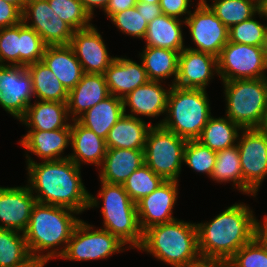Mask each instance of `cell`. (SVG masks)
<instances>
[{"label":"cell","instance_id":"9","mask_svg":"<svg viewBox=\"0 0 267 267\" xmlns=\"http://www.w3.org/2000/svg\"><path fill=\"white\" fill-rule=\"evenodd\" d=\"M238 137L242 192L256 196L267 176V136L260 128L242 129Z\"/></svg>","mask_w":267,"mask_h":267},{"label":"cell","instance_id":"30","mask_svg":"<svg viewBox=\"0 0 267 267\" xmlns=\"http://www.w3.org/2000/svg\"><path fill=\"white\" fill-rule=\"evenodd\" d=\"M179 54L167 48L146 46L139 55L150 81L160 82L175 76L171 83L173 86L178 76Z\"/></svg>","mask_w":267,"mask_h":267},{"label":"cell","instance_id":"11","mask_svg":"<svg viewBox=\"0 0 267 267\" xmlns=\"http://www.w3.org/2000/svg\"><path fill=\"white\" fill-rule=\"evenodd\" d=\"M218 75L222 81L266 78L263 46L228 41L217 57Z\"/></svg>","mask_w":267,"mask_h":267},{"label":"cell","instance_id":"29","mask_svg":"<svg viewBox=\"0 0 267 267\" xmlns=\"http://www.w3.org/2000/svg\"><path fill=\"white\" fill-rule=\"evenodd\" d=\"M185 21L161 14L148 23L145 46L167 48L180 53L184 48L182 24Z\"/></svg>","mask_w":267,"mask_h":267},{"label":"cell","instance_id":"39","mask_svg":"<svg viewBox=\"0 0 267 267\" xmlns=\"http://www.w3.org/2000/svg\"><path fill=\"white\" fill-rule=\"evenodd\" d=\"M228 267H267V246L256 236L228 261Z\"/></svg>","mask_w":267,"mask_h":267},{"label":"cell","instance_id":"32","mask_svg":"<svg viewBox=\"0 0 267 267\" xmlns=\"http://www.w3.org/2000/svg\"><path fill=\"white\" fill-rule=\"evenodd\" d=\"M240 130L242 128L227 116L221 118L211 116L197 141L217 152L236 145Z\"/></svg>","mask_w":267,"mask_h":267},{"label":"cell","instance_id":"43","mask_svg":"<svg viewBox=\"0 0 267 267\" xmlns=\"http://www.w3.org/2000/svg\"><path fill=\"white\" fill-rule=\"evenodd\" d=\"M109 19L123 33L131 37L144 39L148 22L139 14L136 7L113 14Z\"/></svg>","mask_w":267,"mask_h":267},{"label":"cell","instance_id":"53","mask_svg":"<svg viewBox=\"0 0 267 267\" xmlns=\"http://www.w3.org/2000/svg\"><path fill=\"white\" fill-rule=\"evenodd\" d=\"M3 1H6L7 3H10L18 7L23 12L27 0H3Z\"/></svg>","mask_w":267,"mask_h":267},{"label":"cell","instance_id":"7","mask_svg":"<svg viewBox=\"0 0 267 267\" xmlns=\"http://www.w3.org/2000/svg\"><path fill=\"white\" fill-rule=\"evenodd\" d=\"M226 116L242 129L261 128L267 115V77L223 81Z\"/></svg>","mask_w":267,"mask_h":267},{"label":"cell","instance_id":"31","mask_svg":"<svg viewBox=\"0 0 267 267\" xmlns=\"http://www.w3.org/2000/svg\"><path fill=\"white\" fill-rule=\"evenodd\" d=\"M25 68L31 76L35 98L41 101L67 102L69 92L43 61Z\"/></svg>","mask_w":267,"mask_h":267},{"label":"cell","instance_id":"55","mask_svg":"<svg viewBox=\"0 0 267 267\" xmlns=\"http://www.w3.org/2000/svg\"><path fill=\"white\" fill-rule=\"evenodd\" d=\"M264 133L265 135L267 136V115L265 116L264 118V122L260 128Z\"/></svg>","mask_w":267,"mask_h":267},{"label":"cell","instance_id":"19","mask_svg":"<svg viewBox=\"0 0 267 267\" xmlns=\"http://www.w3.org/2000/svg\"><path fill=\"white\" fill-rule=\"evenodd\" d=\"M160 83L149 80L123 97L124 114L126 106L130 107L131 112L127 115L136 118H139L138 115L153 118L165 114L171 85L166 90Z\"/></svg>","mask_w":267,"mask_h":267},{"label":"cell","instance_id":"4","mask_svg":"<svg viewBox=\"0 0 267 267\" xmlns=\"http://www.w3.org/2000/svg\"><path fill=\"white\" fill-rule=\"evenodd\" d=\"M172 267H192L202 262L197 224L173 220L149 227L138 248Z\"/></svg>","mask_w":267,"mask_h":267},{"label":"cell","instance_id":"46","mask_svg":"<svg viewBox=\"0 0 267 267\" xmlns=\"http://www.w3.org/2000/svg\"><path fill=\"white\" fill-rule=\"evenodd\" d=\"M135 7L139 14H142V16L148 23H150L155 17H158L162 14L159 3L149 4L144 2H137Z\"/></svg>","mask_w":267,"mask_h":267},{"label":"cell","instance_id":"13","mask_svg":"<svg viewBox=\"0 0 267 267\" xmlns=\"http://www.w3.org/2000/svg\"><path fill=\"white\" fill-rule=\"evenodd\" d=\"M22 21L34 29L47 46L69 45L74 33V29L58 17L47 0H27Z\"/></svg>","mask_w":267,"mask_h":267},{"label":"cell","instance_id":"16","mask_svg":"<svg viewBox=\"0 0 267 267\" xmlns=\"http://www.w3.org/2000/svg\"><path fill=\"white\" fill-rule=\"evenodd\" d=\"M178 197V181H164L150 195L136 203L139 224L144 232L151 226L175 220L173 208Z\"/></svg>","mask_w":267,"mask_h":267},{"label":"cell","instance_id":"17","mask_svg":"<svg viewBox=\"0 0 267 267\" xmlns=\"http://www.w3.org/2000/svg\"><path fill=\"white\" fill-rule=\"evenodd\" d=\"M30 187L0 186V229L24 233L29 224L33 206L36 204Z\"/></svg>","mask_w":267,"mask_h":267},{"label":"cell","instance_id":"28","mask_svg":"<svg viewBox=\"0 0 267 267\" xmlns=\"http://www.w3.org/2000/svg\"><path fill=\"white\" fill-rule=\"evenodd\" d=\"M123 115V99L110 94L81 115L77 121L106 140L109 130Z\"/></svg>","mask_w":267,"mask_h":267},{"label":"cell","instance_id":"54","mask_svg":"<svg viewBox=\"0 0 267 267\" xmlns=\"http://www.w3.org/2000/svg\"><path fill=\"white\" fill-rule=\"evenodd\" d=\"M263 53H264V59H265L266 66H267V32H266L265 40L263 44Z\"/></svg>","mask_w":267,"mask_h":267},{"label":"cell","instance_id":"15","mask_svg":"<svg viewBox=\"0 0 267 267\" xmlns=\"http://www.w3.org/2000/svg\"><path fill=\"white\" fill-rule=\"evenodd\" d=\"M69 46L84 73L104 74L116 57H110L101 34L95 26L74 30Z\"/></svg>","mask_w":267,"mask_h":267},{"label":"cell","instance_id":"45","mask_svg":"<svg viewBox=\"0 0 267 267\" xmlns=\"http://www.w3.org/2000/svg\"><path fill=\"white\" fill-rule=\"evenodd\" d=\"M191 0H160L162 14L178 18L189 15L191 11L188 9L191 5Z\"/></svg>","mask_w":267,"mask_h":267},{"label":"cell","instance_id":"37","mask_svg":"<svg viewBox=\"0 0 267 267\" xmlns=\"http://www.w3.org/2000/svg\"><path fill=\"white\" fill-rule=\"evenodd\" d=\"M58 17L74 30L85 29L93 24L92 17L85 10L80 0H47Z\"/></svg>","mask_w":267,"mask_h":267},{"label":"cell","instance_id":"50","mask_svg":"<svg viewBox=\"0 0 267 267\" xmlns=\"http://www.w3.org/2000/svg\"><path fill=\"white\" fill-rule=\"evenodd\" d=\"M257 236L267 246V216L264 217V222H258Z\"/></svg>","mask_w":267,"mask_h":267},{"label":"cell","instance_id":"1","mask_svg":"<svg viewBox=\"0 0 267 267\" xmlns=\"http://www.w3.org/2000/svg\"><path fill=\"white\" fill-rule=\"evenodd\" d=\"M26 158L29 176L27 185L38 203L67 207L78 213L100 204L86 190L81 178V167L69 158L42 163L35 162L28 154Z\"/></svg>","mask_w":267,"mask_h":267},{"label":"cell","instance_id":"48","mask_svg":"<svg viewBox=\"0 0 267 267\" xmlns=\"http://www.w3.org/2000/svg\"><path fill=\"white\" fill-rule=\"evenodd\" d=\"M110 0H80L85 10L89 13V15L93 18L94 8L99 7L103 11H105L108 6Z\"/></svg>","mask_w":267,"mask_h":267},{"label":"cell","instance_id":"10","mask_svg":"<svg viewBox=\"0 0 267 267\" xmlns=\"http://www.w3.org/2000/svg\"><path fill=\"white\" fill-rule=\"evenodd\" d=\"M93 229L92 225L81 219L60 258L71 261L106 259L116 252L120 253L122 247L126 245L103 228Z\"/></svg>","mask_w":267,"mask_h":267},{"label":"cell","instance_id":"26","mask_svg":"<svg viewBox=\"0 0 267 267\" xmlns=\"http://www.w3.org/2000/svg\"><path fill=\"white\" fill-rule=\"evenodd\" d=\"M42 61L69 92L84 74L82 66L69 45L46 46Z\"/></svg>","mask_w":267,"mask_h":267},{"label":"cell","instance_id":"52","mask_svg":"<svg viewBox=\"0 0 267 267\" xmlns=\"http://www.w3.org/2000/svg\"><path fill=\"white\" fill-rule=\"evenodd\" d=\"M259 7H260V10L258 11L259 16L267 18V0H262L259 3Z\"/></svg>","mask_w":267,"mask_h":267},{"label":"cell","instance_id":"34","mask_svg":"<svg viewBox=\"0 0 267 267\" xmlns=\"http://www.w3.org/2000/svg\"><path fill=\"white\" fill-rule=\"evenodd\" d=\"M216 182H233L242 192V171L237 144L216 152V163L211 175Z\"/></svg>","mask_w":267,"mask_h":267},{"label":"cell","instance_id":"35","mask_svg":"<svg viewBox=\"0 0 267 267\" xmlns=\"http://www.w3.org/2000/svg\"><path fill=\"white\" fill-rule=\"evenodd\" d=\"M0 229V267H10L26 260L31 254L24 233Z\"/></svg>","mask_w":267,"mask_h":267},{"label":"cell","instance_id":"8","mask_svg":"<svg viewBox=\"0 0 267 267\" xmlns=\"http://www.w3.org/2000/svg\"><path fill=\"white\" fill-rule=\"evenodd\" d=\"M186 143L174 132L154 125L147 134L144 163L165 181H178Z\"/></svg>","mask_w":267,"mask_h":267},{"label":"cell","instance_id":"14","mask_svg":"<svg viewBox=\"0 0 267 267\" xmlns=\"http://www.w3.org/2000/svg\"><path fill=\"white\" fill-rule=\"evenodd\" d=\"M32 97V80L26 68L0 65V106L20 120Z\"/></svg>","mask_w":267,"mask_h":267},{"label":"cell","instance_id":"56","mask_svg":"<svg viewBox=\"0 0 267 267\" xmlns=\"http://www.w3.org/2000/svg\"><path fill=\"white\" fill-rule=\"evenodd\" d=\"M138 2H144V3H149V4H156L159 3L160 0H137Z\"/></svg>","mask_w":267,"mask_h":267},{"label":"cell","instance_id":"51","mask_svg":"<svg viewBox=\"0 0 267 267\" xmlns=\"http://www.w3.org/2000/svg\"><path fill=\"white\" fill-rule=\"evenodd\" d=\"M192 267H228V264L227 262L202 261L201 263Z\"/></svg>","mask_w":267,"mask_h":267},{"label":"cell","instance_id":"6","mask_svg":"<svg viewBox=\"0 0 267 267\" xmlns=\"http://www.w3.org/2000/svg\"><path fill=\"white\" fill-rule=\"evenodd\" d=\"M98 196L103 201V226L106 231L117 236L126 245L139 248L143 241L137 206L132 201L122 184H111L101 181Z\"/></svg>","mask_w":267,"mask_h":267},{"label":"cell","instance_id":"2","mask_svg":"<svg viewBox=\"0 0 267 267\" xmlns=\"http://www.w3.org/2000/svg\"><path fill=\"white\" fill-rule=\"evenodd\" d=\"M258 220L245 204L235 203L205 223H197L202 261L227 262L257 236Z\"/></svg>","mask_w":267,"mask_h":267},{"label":"cell","instance_id":"5","mask_svg":"<svg viewBox=\"0 0 267 267\" xmlns=\"http://www.w3.org/2000/svg\"><path fill=\"white\" fill-rule=\"evenodd\" d=\"M209 99L204 89L171 86L166 117L156 125L174 132L181 138L197 140L211 117Z\"/></svg>","mask_w":267,"mask_h":267},{"label":"cell","instance_id":"27","mask_svg":"<svg viewBox=\"0 0 267 267\" xmlns=\"http://www.w3.org/2000/svg\"><path fill=\"white\" fill-rule=\"evenodd\" d=\"M153 125L142 118L124 114L109 130L106 138L107 149L124 148L144 150L147 134Z\"/></svg>","mask_w":267,"mask_h":267},{"label":"cell","instance_id":"40","mask_svg":"<svg viewBox=\"0 0 267 267\" xmlns=\"http://www.w3.org/2000/svg\"><path fill=\"white\" fill-rule=\"evenodd\" d=\"M267 25L261 24L254 16L229 28V41L252 46H263Z\"/></svg>","mask_w":267,"mask_h":267},{"label":"cell","instance_id":"3","mask_svg":"<svg viewBox=\"0 0 267 267\" xmlns=\"http://www.w3.org/2000/svg\"><path fill=\"white\" fill-rule=\"evenodd\" d=\"M74 214L80 213L67 207L36 202L24 232L30 254L44 259L47 263L52 258L61 257L75 227L81 220ZM61 245L62 249L58 247ZM45 250L49 251L42 255L41 251Z\"/></svg>","mask_w":267,"mask_h":267},{"label":"cell","instance_id":"12","mask_svg":"<svg viewBox=\"0 0 267 267\" xmlns=\"http://www.w3.org/2000/svg\"><path fill=\"white\" fill-rule=\"evenodd\" d=\"M189 27V34L198 48L189 49L210 53L218 57L222 48L229 41V29L211 11V9L199 0L197 8L184 19Z\"/></svg>","mask_w":267,"mask_h":267},{"label":"cell","instance_id":"23","mask_svg":"<svg viewBox=\"0 0 267 267\" xmlns=\"http://www.w3.org/2000/svg\"><path fill=\"white\" fill-rule=\"evenodd\" d=\"M37 101L28 105L20 122L31 128L30 130L71 129V124L67 122L70 119L67 102Z\"/></svg>","mask_w":267,"mask_h":267},{"label":"cell","instance_id":"41","mask_svg":"<svg viewBox=\"0 0 267 267\" xmlns=\"http://www.w3.org/2000/svg\"><path fill=\"white\" fill-rule=\"evenodd\" d=\"M0 65L21 67V23L0 29Z\"/></svg>","mask_w":267,"mask_h":267},{"label":"cell","instance_id":"18","mask_svg":"<svg viewBox=\"0 0 267 267\" xmlns=\"http://www.w3.org/2000/svg\"><path fill=\"white\" fill-rule=\"evenodd\" d=\"M214 74L218 75L216 56L185 47L179 54L178 76L174 85L206 90Z\"/></svg>","mask_w":267,"mask_h":267},{"label":"cell","instance_id":"22","mask_svg":"<svg viewBox=\"0 0 267 267\" xmlns=\"http://www.w3.org/2000/svg\"><path fill=\"white\" fill-rule=\"evenodd\" d=\"M27 132L19 143L42 161L69 158V155L63 157L61 154L71 143V129L29 130Z\"/></svg>","mask_w":267,"mask_h":267},{"label":"cell","instance_id":"49","mask_svg":"<svg viewBox=\"0 0 267 267\" xmlns=\"http://www.w3.org/2000/svg\"><path fill=\"white\" fill-rule=\"evenodd\" d=\"M46 261L40 257L30 255L23 262L10 266V267H44L46 265Z\"/></svg>","mask_w":267,"mask_h":267},{"label":"cell","instance_id":"47","mask_svg":"<svg viewBox=\"0 0 267 267\" xmlns=\"http://www.w3.org/2000/svg\"><path fill=\"white\" fill-rule=\"evenodd\" d=\"M137 2V0H110L104 13L110 18L113 14L135 7Z\"/></svg>","mask_w":267,"mask_h":267},{"label":"cell","instance_id":"33","mask_svg":"<svg viewBox=\"0 0 267 267\" xmlns=\"http://www.w3.org/2000/svg\"><path fill=\"white\" fill-rule=\"evenodd\" d=\"M202 1L228 29L255 16L260 10L256 0H213L212 5H209L206 0Z\"/></svg>","mask_w":267,"mask_h":267},{"label":"cell","instance_id":"42","mask_svg":"<svg viewBox=\"0 0 267 267\" xmlns=\"http://www.w3.org/2000/svg\"><path fill=\"white\" fill-rule=\"evenodd\" d=\"M46 44L40 35L21 22V67L42 61Z\"/></svg>","mask_w":267,"mask_h":267},{"label":"cell","instance_id":"38","mask_svg":"<svg viewBox=\"0 0 267 267\" xmlns=\"http://www.w3.org/2000/svg\"><path fill=\"white\" fill-rule=\"evenodd\" d=\"M183 162L194 171L205 173L211 178L216 163V151L197 140H189L184 149Z\"/></svg>","mask_w":267,"mask_h":267},{"label":"cell","instance_id":"44","mask_svg":"<svg viewBox=\"0 0 267 267\" xmlns=\"http://www.w3.org/2000/svg\"><path fill=\"white\" fill-rule=\"evenodd\" d=\"M22 22V11L6 1L0 0V29Z\"/></svg>","mask_w":267,"mask_h":267},{"label":"cell","instance_id":"20","mask_svg":"<svg viewBox=\"0 0 267 267\" xmlns=\"http://www.w3.org/2000/svg\"><path fill=\"white\" fill-rule=\"evenodd\" d=\"M109 95L104 74L84 73L81 80L68 93L69 117L72 121L77 120Z\"/></svg>","mask_w":267,"mask_h":267},{"label":"cell","instance_id":"25","mask_svg":"<svg viewBox=\"0 0 267 267\" xmlns=\"http://www.w3.org/2000/svg\"><path fill=\"white\" fill-rule=\"evenodd\" d=\"M70 145L73 153L69 154V159L77 166L80 167L83 162L97 165V167L102 165L107 151L105 139L97 136L77 120L71 123Z\"/></svg>","mask_w":267,"mask_h":267},{"label":"cell","instance_id":"24","mask_svg":"<svg viewBox=\"0 0 267 267\" xmlns=\"http://www.w3.org/2000/svg\"><path fill=\"white\" fill-rule=\"evenodd\" d=\"M144 164V150L107 149L101 170L100 181L124 184L128 177Z\"/></svg>","mask_w":267,"mask_h":267},{"label":"cell","instance_id":"36","mask_svg":"<svg viewBox=\"0 0 267 267\" xmlns=\"http://www.w3.org/2000/svg\"><path fill=\"white\" fill-rule=\"evenodd\" d=\"M165 180L155 174L145 163L124 182L123 187L134 203L150 195Z\"/></svg>","mask_w":267,"mask_h":267},{"label":"cell","instance_id":"21","mask_svg":"<svg viewBox=\"0 0 267 267\" xmlns=\"http://www.w3.org/2000/svg\"><path fill=\"white\" fill-rule=\"evenodd\" d=\"M141 64L127 57H116L104 73L109 94L123 98L138 86L146 84L149 79Z\"/></svg>","mask_w":267,"mask_h":267}]
</instances>
